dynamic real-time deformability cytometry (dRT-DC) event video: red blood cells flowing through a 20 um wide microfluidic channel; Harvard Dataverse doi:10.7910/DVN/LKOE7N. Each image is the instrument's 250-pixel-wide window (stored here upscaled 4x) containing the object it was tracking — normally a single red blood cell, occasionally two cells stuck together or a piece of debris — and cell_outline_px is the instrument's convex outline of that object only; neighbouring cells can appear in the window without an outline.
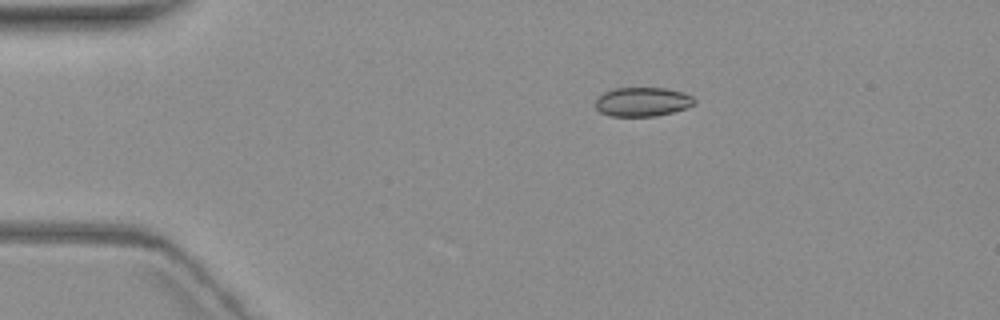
{"species": "common noctule bat (a hibernating species)", "species_latin": "Nyctalus noctula", "temperature_condition": "warm", "stored_images_in_passage": 3, "camera_frame_rate_fps": 3000, "um_per_image_px": 0.085, "animal": {"sex": "female", "body_mass_g": 19.3, "forearm_length_mm": 54.1}, "frame": {"image": 1, "passage_image": 1, "time_ms": 0.0, "image_size_px": [1000, 320], "cell_outline_px": [[696, 104], [688, 108], [656, 116], [612, 116], [600, 112], [596, 108], [596, 96], [604, 92], [616, 88], [664, 88], [684, 92], [692, 96], [696, 100]], "centroid_in_image_um": [54.63, 8.65], "position_along_channel_um": 30.4, "area_um2": 16.94}}
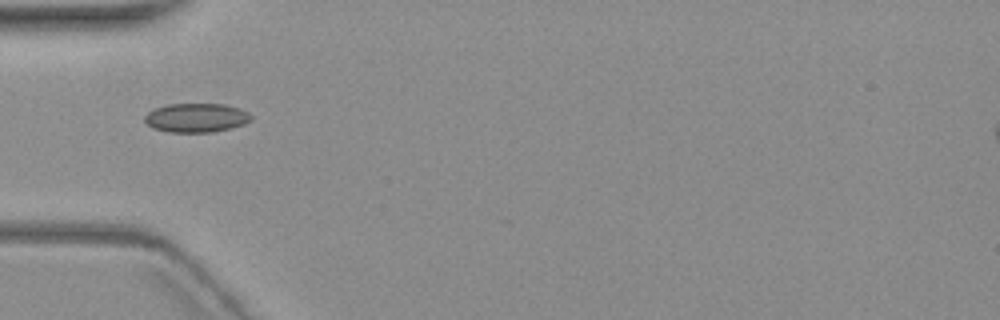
{"frame": {"image": 2, "passage_image": 3, "time_ms": 2.667, "image_size_px": [1000, 320], "cell_outline_px": [[252, 120], [244, 124], [212, 132], [168, 132], [152, 128], [144, 120], [144, 116], [148, 112], [156, 108], [168, 104], [224, 104], [240, 108], [248, 112], [252, 116]], "centroid_in_image_um": [16.68, 10.01], "position_along_channel_um": 68.3, "area_um2": 17.98}}